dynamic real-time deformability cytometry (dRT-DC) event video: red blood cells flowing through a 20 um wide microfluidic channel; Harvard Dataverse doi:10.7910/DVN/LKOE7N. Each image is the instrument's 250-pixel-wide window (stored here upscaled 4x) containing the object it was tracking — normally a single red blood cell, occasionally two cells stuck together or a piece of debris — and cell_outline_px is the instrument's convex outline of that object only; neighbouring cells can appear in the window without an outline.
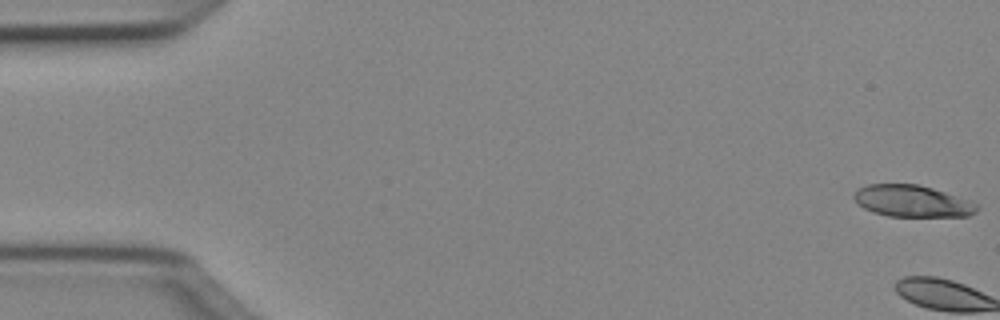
{"species": "Egyptian fruit bat (a non-hibernating species)", "species_latin": "Rousettus aegyptiacus", "temperature_condition": "cold", "stored_images_in_passage": 3, "camera_frame_rate_fps": 3000, "um_per_image_px": 0.085, "animal": {"sex": "female"}, "frame": {"image": 1, "passage_image": 1, "time_ms": 0.0, "image_size_px": [1000, 320], "cell_outline_px": [[976, 212], [968, 216], [888, 216], [872, 212], [856, 204], [852, 196], [856, 188], [868, 184], [920, 184], [944, 192], [976, 204]], "centroid_in_image_um": [77.42, 17.09], "position_along_channel_um": 7.6, "area_um2": 22.6}}